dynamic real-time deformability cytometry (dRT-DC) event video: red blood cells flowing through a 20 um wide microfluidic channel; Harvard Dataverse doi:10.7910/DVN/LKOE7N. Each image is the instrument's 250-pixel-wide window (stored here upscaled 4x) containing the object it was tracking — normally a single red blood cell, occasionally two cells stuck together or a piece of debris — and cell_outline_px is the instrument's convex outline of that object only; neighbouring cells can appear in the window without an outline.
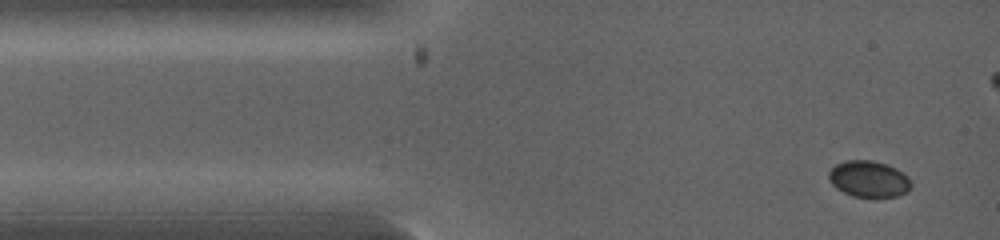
{"species": "common noctule bat (a hibernating species)", "species_latin": "Nyctalus noctula", "temperature_condition": "warm", "stored_images_in_passage": 3, "camera_frame_rate_fps": 5000, "um_per_image_px": 0.085, "animal": {"sex": "female", "body_mass_g": 19.0, "forearm_length_mm": 53.3}, "frame": {"image": 1, "passage_image": 1, "time_ms": 0.0, "image_size_px": [1000, 240], "cell_outline_px": [[912, 184], [908, 192], [896, 196], [852, 196], [836, 188], [828, 180], [828, 172], [836, 164], [848, 160], [872, 160], [896, 168], [908, 176]], "centroid_in_image_um": [73.84, 15.21], "position_along_channel_um": 11.2, "area_um2": 17.34}}